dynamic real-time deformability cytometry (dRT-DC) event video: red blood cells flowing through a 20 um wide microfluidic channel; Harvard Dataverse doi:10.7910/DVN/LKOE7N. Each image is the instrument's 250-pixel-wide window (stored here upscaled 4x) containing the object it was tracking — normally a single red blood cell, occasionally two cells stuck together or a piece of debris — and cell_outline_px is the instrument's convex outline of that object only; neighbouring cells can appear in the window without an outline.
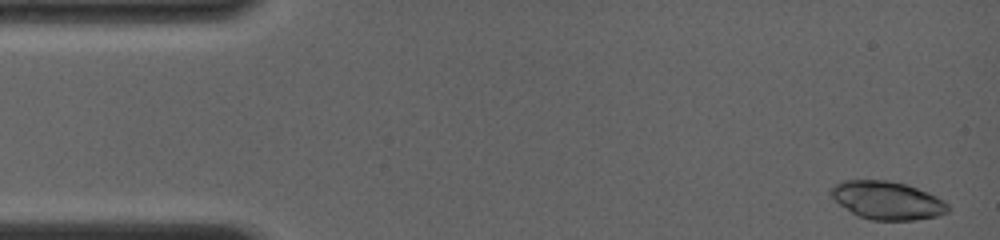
{"species": "common noctule bat (a hibernating species)", "species_latin": "Nyctalus noctula", "temperature_condition": "room temperature", "stored_images_in_passage": 9, "camera_frame_rate_fps": 4000, "um_per_image_px": 0.085, "animal": {"sex": "female", "body_mass_g": 19.0, "forearm_length_mm": 56.7}, "frame": {"image": 1, "passage_image": 1, "time_ms": 0.0, "image_size_px": [1000, 240], "cell_outline_px": [[948, 212], [936, 216], [916, 220], [872, 220], [856, 216], [840, 204], [832, 196], [828, 188], [844, 180], [888, 180], [904, 184], [928, 192], [944, 200], [948, 204]], "centroid_in_image_um": [75.4, 17.03], "position_along_channel_um": 9.6, "area_um2": 25.95}}
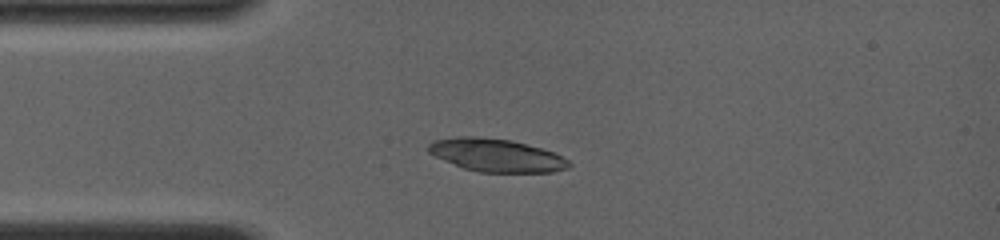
{"frame": {"image": 2, "passage_image": 8, "time_ms": 3.25, "image_size_px": [1000, 240], "cell_outline_px": [[572, 164], [568, 168], [552, 172], [480, 172], [464, 168], [444, 160], [428, 152], [428, 144], [436, 140], [456, 136], [480, 136], [512, 140], [540, 148], [552, 152], [568, 160]], "centroid_in_image_um": [42.18, 13.19], "position_along_channel_um": 42.8, "area_um2": 26.82}}